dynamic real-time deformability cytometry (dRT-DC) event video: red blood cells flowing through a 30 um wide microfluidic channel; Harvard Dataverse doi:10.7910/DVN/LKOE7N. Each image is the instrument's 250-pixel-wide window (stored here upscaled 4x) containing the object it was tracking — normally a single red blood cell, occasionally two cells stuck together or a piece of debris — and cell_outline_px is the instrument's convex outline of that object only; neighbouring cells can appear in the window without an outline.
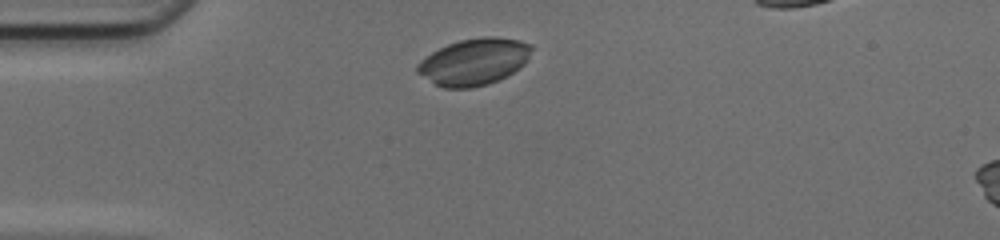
{"species": "common noctule bat (a hibernating species)", "species_latin": "Nyctalus noctula", "temperature_condition": "cold", "stored_images_in_passage": 37, "camera_frame_rate_fps": 3000, "um_per_image_px": 0.085, "animal": {"sex": "female", "body_mass_g": 17.0, "forearm_length_mm": 48.0}, "frame": {"image": 1, "passage_image": 3, "time_ms": 0.667, "image_size_px": [1000, 240], "cell_outline_px": [[532, 48], [524, 64], [520, 68], [500, 80], [488, 84], [472, 88], [444, 88], [436, 84], [416, 72], [416, 64], [420, 60], [432, 52], [448, 44], [460, 40], [480, 36], [496, 36], [520, 40], [532, 44]], "centroid_in_image_um": [40.3, 5.24], "position_along_channel_um": 44.7, "area_um2": 31.21}}
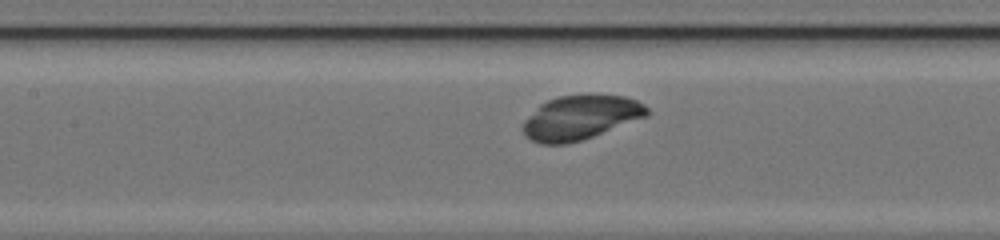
{"frame": {"image": 2, "passage_image": 13, "time_ms": 4.0, "image_size_px": [1000, 240], "cell_outline_px": [[652, 112], [648, 116], [584, 140], [568, 144], [540, 144], [524, 136], [524, 120], [540, 104], [548, 100], [560, 96], [584, 92], [592, 92], [624, 96], [636, 100], [644, 104]], "centroid_in_image_um": [49.39, 9.96], "position_along_channel_um": 158.0, "area_um2": 32.89}}
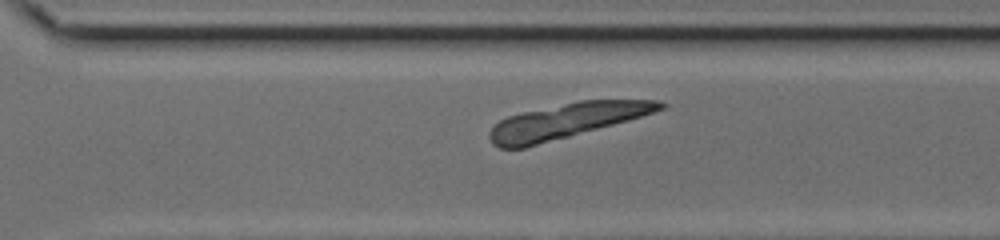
{"frame": {"image": 3, "passage_image": 25, "time_ms": 8.0, "image_size_px": [1000, 240], "cell_outline_px": [[668, 104], [664, 108], [628, 120], [524, 148], [500, 148], [492, 144], [488, 136], [492, 128], [500, 120], [508, 116], [524, 112], [580, 100], [660, 100]], "centroid_in_image_um": [48.13, 10.27], "position_along_channel_um": 322.5, "area_um2": 33.99}}